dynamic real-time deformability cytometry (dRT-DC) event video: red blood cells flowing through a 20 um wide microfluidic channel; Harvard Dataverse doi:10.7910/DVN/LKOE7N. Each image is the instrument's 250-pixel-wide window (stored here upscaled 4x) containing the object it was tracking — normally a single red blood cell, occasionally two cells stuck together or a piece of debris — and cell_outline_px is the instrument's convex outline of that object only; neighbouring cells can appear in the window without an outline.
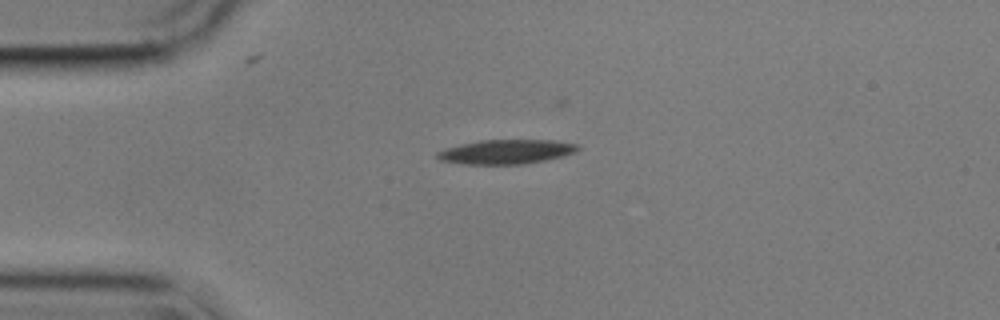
{"species": "common noctule bat (a hibernating species)", "species_latin": "Nyctalus noctula", "temperature_condition": "cold", "stored_images_in_passage": 16, "camera_frame_rate_fps": 3000, "um_per_image_px": 0.085, "animal": {"sex": "male", "body_mass_g": 17.9}, "frame": {"image": 1, "passage_image": 1, "time_ms": 0.0, "image_size_px": [1000, 320], "cell_outline_px": [[580, 148], [576, 152], [564, 156], [524, 164], [464, 164], [440, 160], [436, 156], [436, 152], [460, 144], [480, 140], [556, 140], [580, 144]], "centroid_in_image_um": [43.08, 12.89], "position_along_channel_um": 41.9, "area_um2": 20.0}}
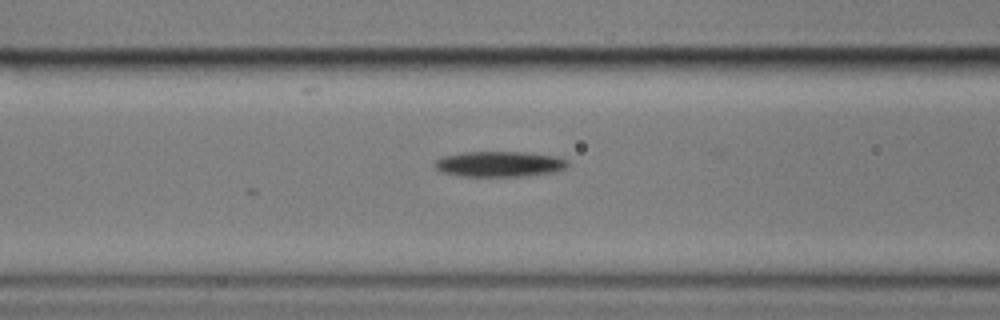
{"frame": {"image": 2, "passage_image": 10, "time_ms": 3.0, "image_size_px": [1000, 320], "cell_outline_px": [[568, 164], [564, 168], [556, 172], [524, 176], [460, 176], [440, 172], [432, 164], [436, 160], [444, 156], [464, 152], [520, 152], [556, 156], [568, 160]], "centroid_in_image_um": [42.43, 13.95], "position_along_channel_um": 124.2, "area_um2": 19.77}}
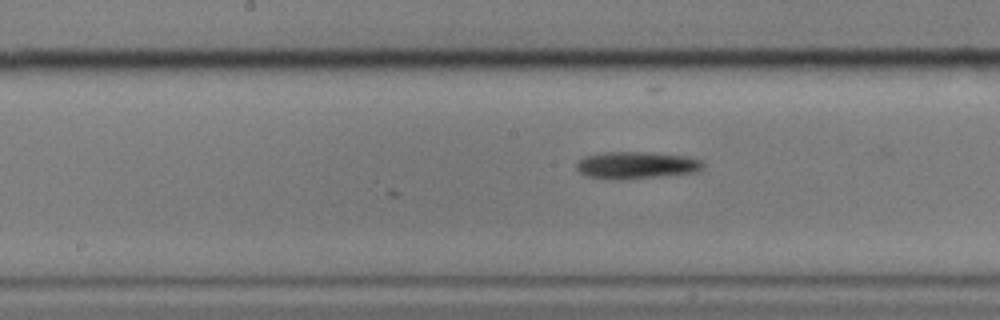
{"frame": {"image": 3, "passage_image": 16, "time_ms": 5.0, "image_size_px": [1000, 320], "cell_outline_px": [[704, 168], [696, 172], [656, 176], [584, 176], [576, 168], [576, 164], [584, 156], [604, 152], [644, 152], [692, 156], [704, 160]], "centroid_in_image_um": [54.2, 13.97], "position_along_channel_um": 194.0, "area_um2": 19.07}}